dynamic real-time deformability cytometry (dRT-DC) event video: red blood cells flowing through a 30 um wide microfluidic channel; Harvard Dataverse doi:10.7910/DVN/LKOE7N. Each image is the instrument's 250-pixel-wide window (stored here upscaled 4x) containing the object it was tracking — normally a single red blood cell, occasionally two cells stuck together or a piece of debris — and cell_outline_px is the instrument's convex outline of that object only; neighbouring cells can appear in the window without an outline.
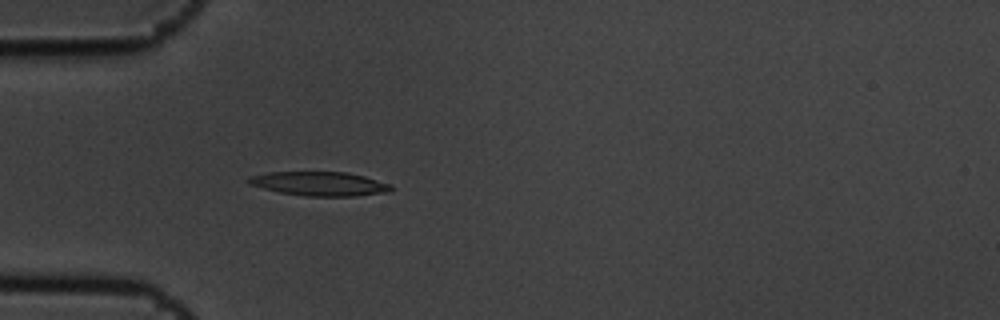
{"species": "common noctule bat (a hibernating species)", "species_latin": "Nyctalus noctula", "temperature_condition": "cold", "stored_images_in_passage": 4, "camera_frame_rate_fps": 3000, "um_per_image_px": 0.085, "animal": {"sex": "male", "body_mass_g": 19.5, "forearm_length_mm": 54.6}, "frame": {"image": 1, "passage_image": 4, "time_ms": 1.0, "image_size_px": [1000, 320], "cell_outline_px": [[392, 192], [356, 196], [308, 196], [280, 192], [248, 184], [248, 176], [268, 172], [344, 172], [364, 176], [392, 184]], "centroid_in_image_um": [27.2, 15.62], "position_along_channel_um": 57.8, "area_um2": 20.0}}